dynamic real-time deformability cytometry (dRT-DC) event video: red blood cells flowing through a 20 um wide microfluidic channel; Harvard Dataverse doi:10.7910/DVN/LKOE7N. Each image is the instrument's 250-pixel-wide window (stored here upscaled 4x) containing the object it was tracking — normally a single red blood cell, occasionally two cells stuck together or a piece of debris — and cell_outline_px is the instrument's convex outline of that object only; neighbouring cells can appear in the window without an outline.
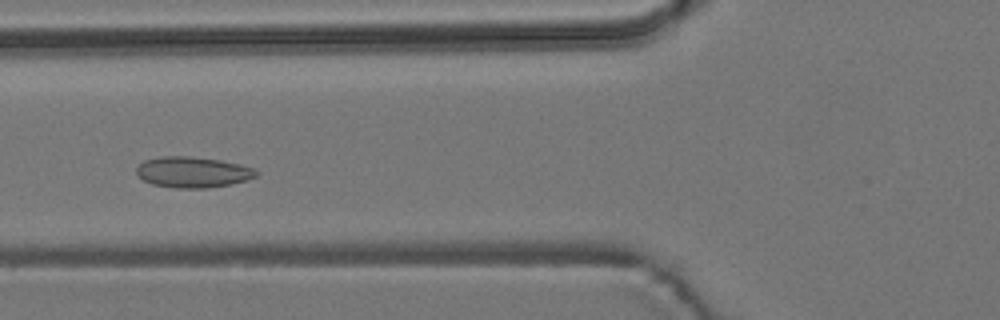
{"species": "common noctule bat (a hibernating species)", "species_latin": "Nyctalus noctula", "temperature_condition": "room temperature", "stored_images_in_passage": 50, "camera_frame_rate_fps": 3000, "um_per_image_px": 0.085, "animal": {"sex": "male", "body_mass_g": 19.2, "forearm_length_mm": 51.8}, "frame": {"image": 1, "passage_image": 16, "time_ms": 5.0, "image_size_px": [1000, 320], "cell_outline_px": [[260, 172], [256, 176], [248, 180], [208, 188], [176, 188], [152, 184], [136, 176], [136, 168], [144, 160], [160, 156], [192, 156], [220, 160], [240, 164], [252, 168]], "centroid_in_image_um": [16.37, 14.63], "position_along_channel_um": 109.4, "area_um2": 21.62}}
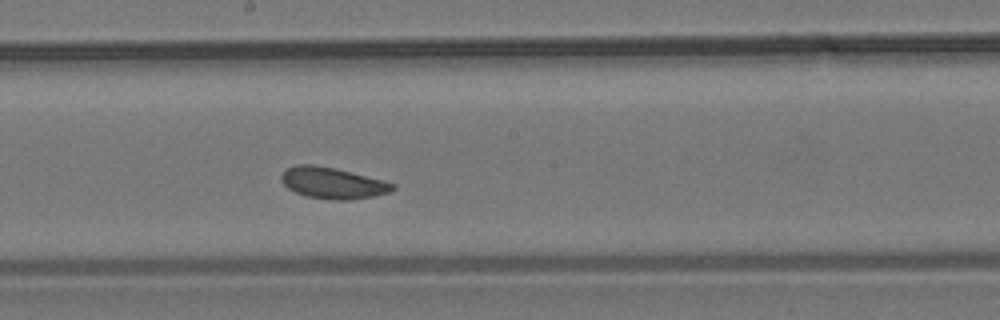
{"frame": {"image": 2, "passage_image": 25, "time_ms": 8.0, "image_size_px": [1000, 320], "cell_outline_px": [[396, 188], [388, 192], [372, 196], [352, 200], [336, 200], [308, 196], [296, 192], [288, 188], [280, 180], [280, 176], [288, 168], [296, 164], [312, 164], [336, 168], [384, 180], [396, 184]], "centroid_in_image_um": [28.29, 15.54], "position_along_channel_um": 219.9, "area_um2": 20.23}}
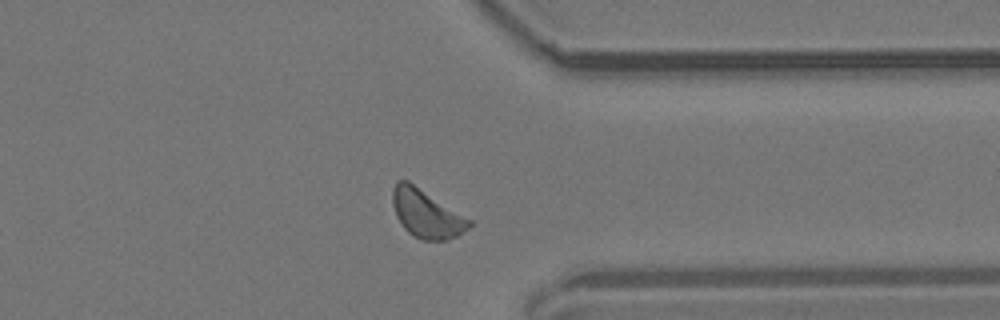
{"frame": {"image": 3, "passage_image": 38, "time_ms": 12.333, "image_size_px": [1000, 320], "cell_outline_px": [[472, 224], [468, 228], [456, 236], [448, 240], [424, 240], [412, 236], [404, 228], [396, 216], [392, 204], [392, 188], [396, 180], [408, 180], [472, 220]], "centroid_in_image_um": [36.22, 18.15], "position_along_channel_um": 375.2, "area_um2": 21.56}, "authors_computed_cell_mechanics": {"area_um2": 20.4034, "velocity_mm_per_s": 3.6843, "shape_relaxation_time_tau1_ms": null, "shape_relaxation_time_tau2_ms": 3.3578, "deformation_change_tau1": null, "deformation_change_tau2": 0.0871}}